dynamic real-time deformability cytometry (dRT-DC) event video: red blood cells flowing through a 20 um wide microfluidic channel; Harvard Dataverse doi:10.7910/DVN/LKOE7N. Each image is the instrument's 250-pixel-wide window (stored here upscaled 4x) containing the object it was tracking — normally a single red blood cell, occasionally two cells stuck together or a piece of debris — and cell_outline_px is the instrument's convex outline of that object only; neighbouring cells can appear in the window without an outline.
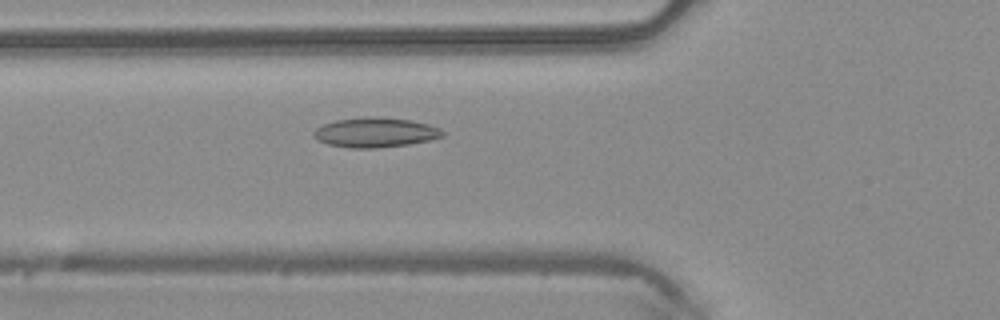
{"species": "common noctule bat (a hibernating species)", "species_latin": "Nyctalus noctula", "temperature_condition": "warm", "stored_images_in_passage": 36, "camera_frame_rate_fps": 3000, "um_per_image_px": 0.085, "animal": {"sex": "male", "body_mass_g": 20.4}, "frame": {"image": 1, "passage_image": 5, "time_ms": 1.333, "image_size_px": [1000, 320], "cell_outline_px": [[444, 136], [428, 140], [408, 144], [376, 148], [348, 148], [328, 144], [316, 140], [312, 136], [312, 132], [316, 128], [324, 124], [336, 120], [364, 116], [372, 116], [412, 120], [428, 124], [440, 128], [444, 132]], "centroid_in_image_um": [31.87, 11.25], "position_along_channel_um": 93.9, "area_um2": 22.48}}
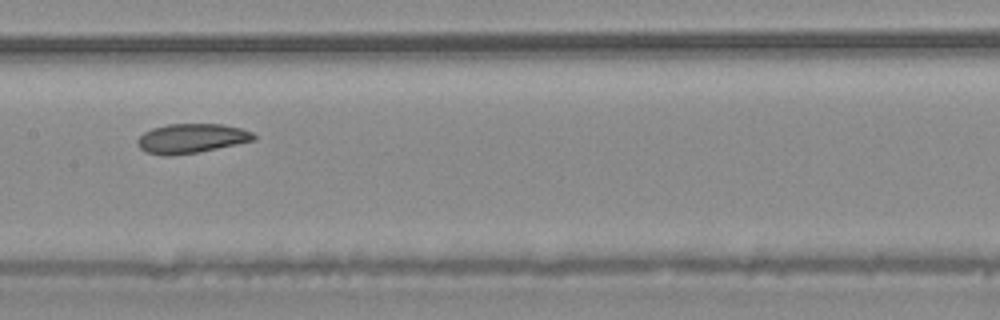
{"frame": {"image": 2, "passage_image": 12, "time_ms": 3.667, "image_size_px": [1000, 320], "cell_outline_px": [[256, 140], [196, 152], [164, 156], [148, 152], [140, 148], [136, 144], [136, 140], [144, 132], [152, 128], [168, 124], [224, 124], [240, 128], [252, 132], [256, 136]], "centroid_in_image_um": [16.26, 11.75], "position_along_channel_um": 191.1, "area_um2": 19.77}}
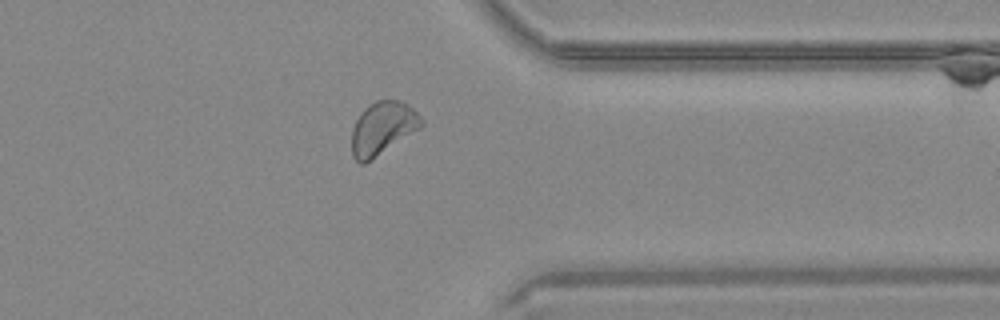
{"frame": {"image": 3, "passage_image": 26, "time_ms": 8.333, "image_size_px": [1000, 320], "cell_outline_px": [[424, 124], [420, 128], [372, 160], [364, 164], [360, 164], [352, 156], [352, 128], [360, 112], [364, 108], [376, 100], [400, 100], [408, 104], [424, 120]], "centroid_in_image_um": [32.51, 10.9], "position_along_channel_um": 378.9, "area_um2": 21.62}, "authors_computed_cell_mechanics": {"area_um2": 20.808, "velocity_mm_per_s": 4.151, "shape_relaxation_time_tau1_ms": null, "shape_relaxation_time_tau2_ms": 3.5019, "deformation_change_tau1": null, "deformation_change_tau2": 0.087}}